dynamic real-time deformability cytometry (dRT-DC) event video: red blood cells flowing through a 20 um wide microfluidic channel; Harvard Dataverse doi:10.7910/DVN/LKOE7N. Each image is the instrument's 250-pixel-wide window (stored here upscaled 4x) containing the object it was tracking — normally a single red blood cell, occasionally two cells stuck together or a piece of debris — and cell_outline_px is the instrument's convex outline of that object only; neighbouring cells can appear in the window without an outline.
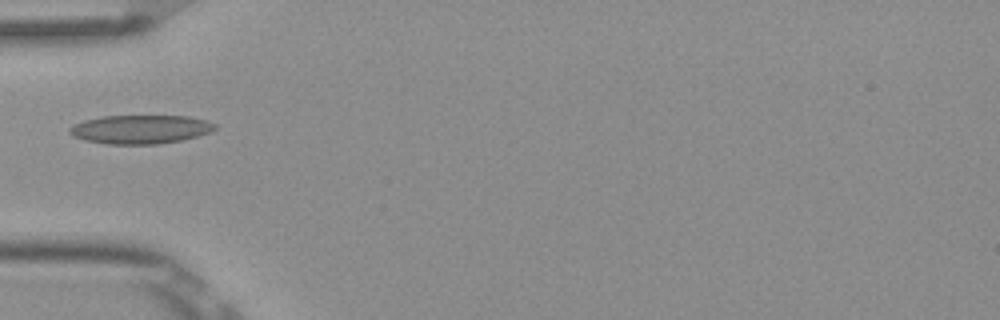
{"species": "Egyptian fruit bat (a non-hibernating species)", "species_latin": "Rousettus aegyptiacus", "temperature_condition": "room temperature", "stored_images_in_passage": 5, "camera_frame_rate_fps": 3000, "um_per_image_px": 0.085, "frame": {"image": 1, "passage_image": 5, "time_ms": 1.333, "image_size_px": [1000, 320], "cell_outline_px": [[216, 128], [208, 132], [196, 136], [180, 140], [160, 144], [104, 144], [84, 140], [72, 136], [68, 132], [68, 128], [72, 124], [84, 120], [100, 116], [188, 116], [208, 120], [216, 124]], "centroid_in_image_um": [11.87, 10.99], "position_along_channel_um": 73.1, "area_um2": 24.51}}